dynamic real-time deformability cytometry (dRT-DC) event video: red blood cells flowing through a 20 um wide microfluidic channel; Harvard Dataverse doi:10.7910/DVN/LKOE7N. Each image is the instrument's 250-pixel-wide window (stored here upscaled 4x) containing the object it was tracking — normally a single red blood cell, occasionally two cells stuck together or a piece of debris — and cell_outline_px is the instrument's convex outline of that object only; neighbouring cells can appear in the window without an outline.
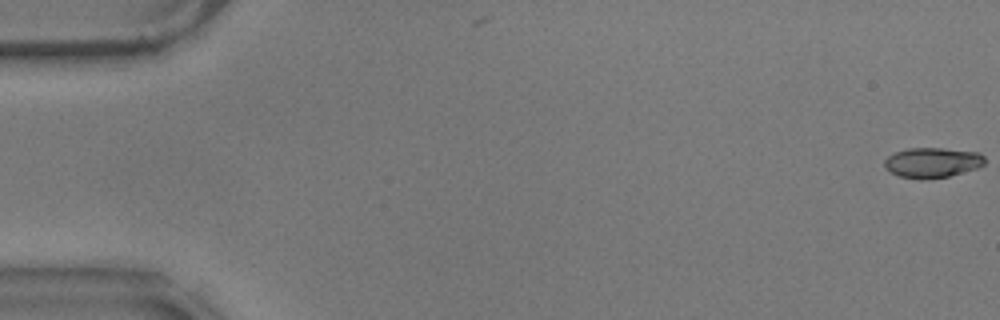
{"species": "common noctule bat (a hibernating species)", "species_latin": "Nyctalus noctula", "temperature_condition": "warm", "stored_images_in_passage": 58, "camera_frame_rate_fps": 3000, "um_per_image_px": 0.085, "animal": {"sex": "male", "body_mass_g": 17.9}, "frame": {"image": 1, "passage_image": 1, "time_ms": 0.0, "image_size_px": [1000, 320], "cell_outline_px": [[984, 164], [976, 168], [948, 176], [928, 180], [920, 180], [900, 176], [888, 172], [884, 168], [884, 160], [888, 156], [896, 152], [908, 148], [940, 148], [980, 152], [984, 156]], "centroid_in_image_um": [79.21, 13.83], "position_along_channel_um": 5.8, "area_um2": 17.74}}
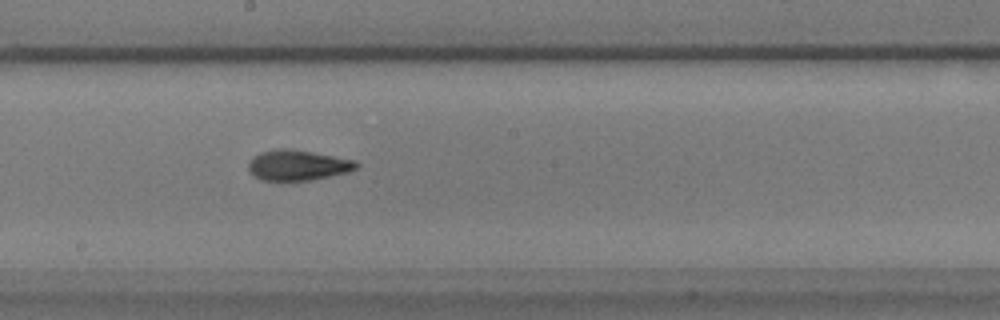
{"frame": {"image": 2, "passage_image": 32, "time_ms": 10.333, "image_size_px": [1000, 320], "cell_outline_px": [[360, 164], [356, 168], [348, 172], [312, 180], [260, 180], [248, 168], [248, 160], [252, 156], [260, 152], [276, 148], [292, 148], [356, 160]], "centroid_in_image_um": [25.3, 14.02], "position_along_channel_um": 222.9, "area_um2": 19.31}}
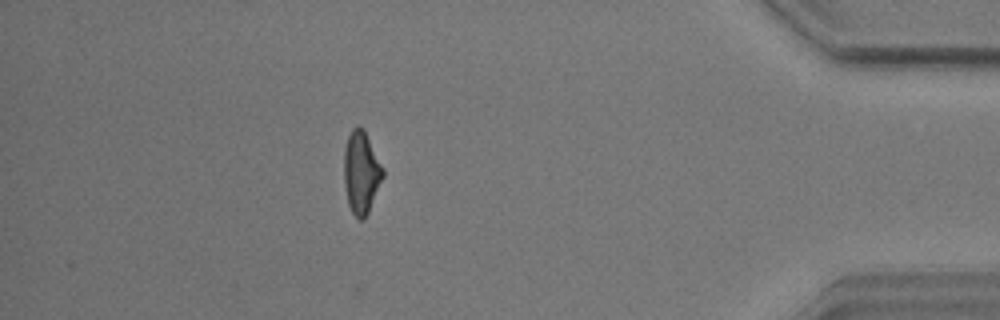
{"frame": {"image": 3, "passage_image": 51, "time_ms": 16.667, "image_size_px": [1000, 320], "cell_outline_px": [[384, 176], [368, 212], [364, 220], [360, 220], [352, 212], [348, 204], [344, 184], [344, 148], [348, 136], [352, 128], [356, 124], [364, 128], [384, 168]], "centroid_in_image_um": [30.71, 14.61], "position_along_channel_um": 404.5, "area_um2": 18.9}, "authors_computed_cell_mechanics": {"area_um2": 18.207, "velocity_mm_per_s": 3.5817, "shape_relaxation_time_tau1_ms": 4.3579, "shape_relaxation_time_tau2_ms": 5.0095, "deformation_change_tau1": 0.1723, "deformation_change_tau2": 0.1215}}